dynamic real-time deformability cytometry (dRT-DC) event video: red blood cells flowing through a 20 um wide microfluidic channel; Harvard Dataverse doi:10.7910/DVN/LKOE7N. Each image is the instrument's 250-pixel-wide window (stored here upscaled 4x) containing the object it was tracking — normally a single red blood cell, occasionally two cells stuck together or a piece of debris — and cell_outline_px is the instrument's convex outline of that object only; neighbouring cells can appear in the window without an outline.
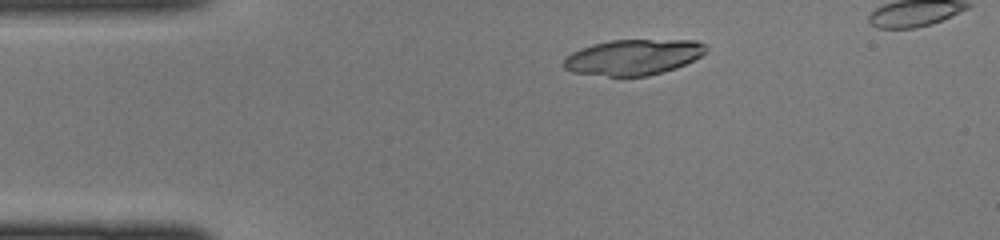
{"species": "common noctule bat (a hibernating species)", "species_latin": "Nyctalus noctula", "temperature_condition": "cold", "stored_images_in_passage": 34, "camera_frame_rate_fps": 3000, "um_per_image_px": 0.085, "animal": {"sex": "female", "body_mass_g": 22.0, "forearm_length_mm": 56.7}, "frame": {"image": 1, "passage_image": 1, "time_ms": 0.0, "image_size_px": [1000, 240], "cell_outline_px": [[708, 48], [700, 56], [676, 68], [648, 76], [608, 76], [572, 72], [564, 68], [560, 64], [564, 56], [580, 48], [592, 44], [612, 40], [696, 40], [704, 44]], "centroid_in_image_um": [53.76, 4.86], "position_along_channel_um": 31.2, "area_um2": 29.65}}